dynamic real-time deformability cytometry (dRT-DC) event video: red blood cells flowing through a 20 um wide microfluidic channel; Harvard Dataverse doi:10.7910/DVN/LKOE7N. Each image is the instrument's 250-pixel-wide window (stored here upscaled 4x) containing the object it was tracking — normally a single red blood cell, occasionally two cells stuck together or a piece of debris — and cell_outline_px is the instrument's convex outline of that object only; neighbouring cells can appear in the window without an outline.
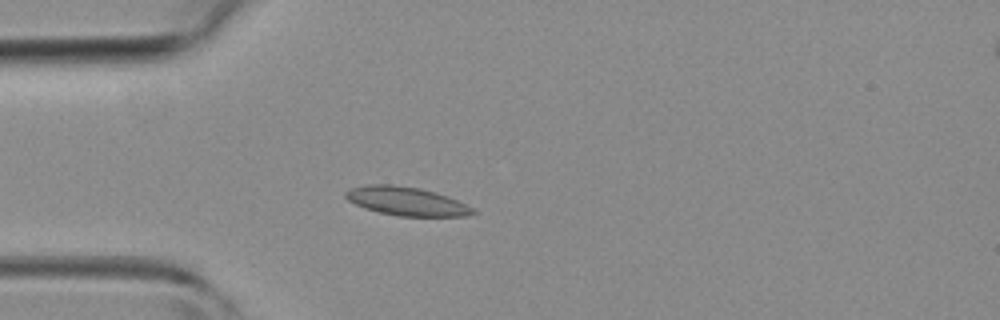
{"species": "common noctule bat (a hibernating species)", "species_latin": "Nyctalus noctula", "temperature_condition": "room temperature", "stored_images_in_passage": 3, "camera_frame_rate_fps": 3000, "um_per_image_px": 0.085, "animal": {"sex": "female", "body_mass_g": 19.3, "forearm_length_mm": 54.1}, "frame": {"image": 1, "passage_image": 3, "time_ms": 2.333, "image_size_px": [1000, 320], "cell_outline_px": [[480, 212], [464, 216], [400, 216], [380, 212], [364, 208], [348, 200], [344, 196], [344, 192], [348, 188], [364, 184], [392, 184], [420, 188], [436, 192], [448, 196]], "centroid_in_image_um": [34.51, 17.09], "position_along_channel_um": 50.5, "area_um2": 21.33}}